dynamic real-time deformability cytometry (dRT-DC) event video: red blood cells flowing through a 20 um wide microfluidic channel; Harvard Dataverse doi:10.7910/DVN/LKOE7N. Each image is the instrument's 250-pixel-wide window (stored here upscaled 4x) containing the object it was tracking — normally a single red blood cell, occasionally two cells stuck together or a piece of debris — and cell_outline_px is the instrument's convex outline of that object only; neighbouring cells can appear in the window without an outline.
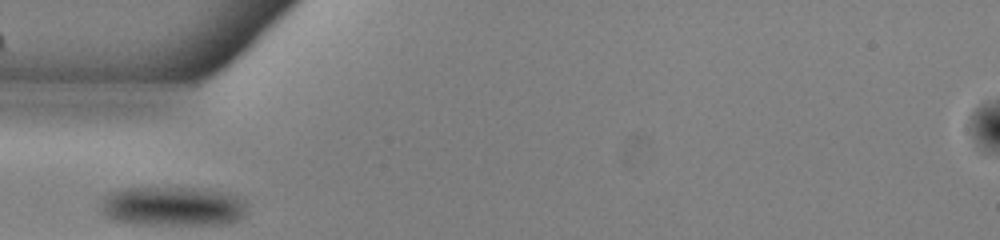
{"species": "common noctule bat (a hibernating species)", "species_latin": "Nyctalus noctula", "temperature_condition": "warm", "stored_images_in_passage": 25, "camera_frame_rate_fps": 3000, "um_per_image_px": 0.085, "animal": {"sex": "male", "body_mass_g": 13.0, "forearm_length_mm": 53.1}, "frame": {"image": 1, "passage_image": 1, "time_ms": 0.0, "image_size_px": [1000, 240], "cell_outline_px": [[244, 216], [240, 220], [228, 224], [128, 224], [112, 220], [104, 216], [100, 212], [100, 208], [108, 192], [124, 188], [192, 188], [224, 192], [244, 196]], "centroid_in_image_um": [14.67, 17.54], "position_along_channel_um": 70.3, "area_um2": 33.99}}
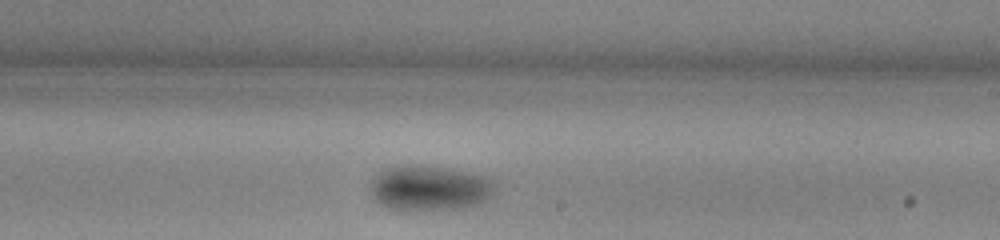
{"frame": {"image": 2, "passage_image": 15, "time_ms": 4.667, "image_size_px": [1000, 240], "cell_outline_px": [[496, 188], [492, 196], [476, 204], [456, 208], [388, 208], [380, 204], [372, 196], [372, 180], [384, 168], [404, 164], [420, 164], [448, 168], [480, 176], [496, 184]], "centroid_in_image_um": [36.48, 15.94], "position_along_channel_um": 252.5, "area_um2": 31.91}}
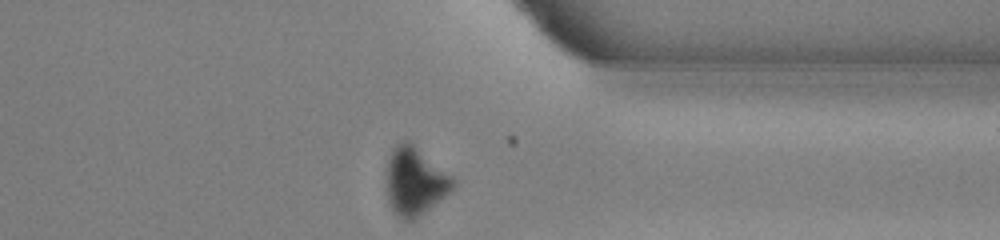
{"frame": {"image": 3, "passage_image": 25, "time_ms": 8.0, "image_size_px": [1000, 240], "cell_outline_px": [[456, 188], [452, 192], [420, 216], [412, 220], [404, 220], [392, 208], [388, 200], [388, 160], [392, 148], [396, 144], [404, 140], [408, 140], [452, 176], [456, 180]], "centroid_in_image_um": [35.32, 15.41], "position_along_channel_um": 376.1, "area_um2": 26.13}}